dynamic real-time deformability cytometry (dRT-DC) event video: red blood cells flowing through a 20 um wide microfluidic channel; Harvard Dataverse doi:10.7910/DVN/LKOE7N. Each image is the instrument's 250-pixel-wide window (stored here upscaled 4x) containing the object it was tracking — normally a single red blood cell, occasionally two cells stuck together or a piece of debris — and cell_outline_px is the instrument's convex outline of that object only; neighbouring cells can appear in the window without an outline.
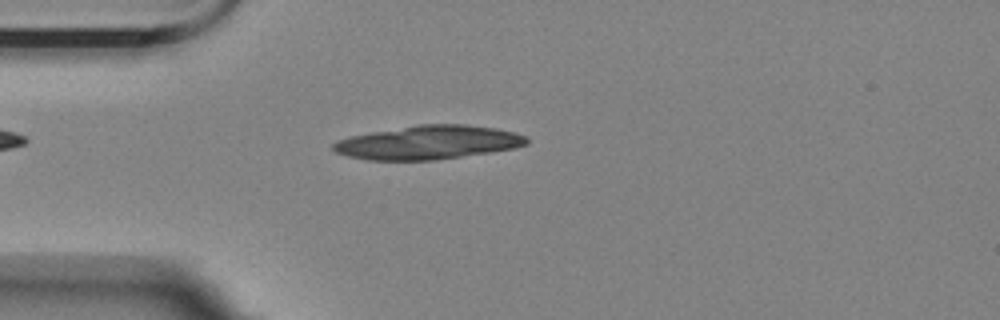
{"species": "Egyptian fruit bat (a non-hibernating species)", "species_latin": "Rousettus aegyptiacus", "temperature_condition": "room temperature", "stored_images_in_passage": 43, "camera_frame_rate_fps": 3000, "um_per_image_px": 0.085, "animal": {"sex": "female"}, "frame": {"image": 1, "passage_image": 2, "time_ms": 0.333, "image_size_px": [1000, 320], "cell_outline_px": [[528, 144], [512, 148], [488, 152], [432, 160], [368, 160], [348, 156], [336, 152], [332, 148], [332, 144], [340, 140], [352, 136], [372, 132], [420, 124], [464, 124], [496, 128], [516, 132], [528, 136]], "centroid_in_image_um": [36.43, 12.1], "position_along_channel_um": 48.6, "area_um2": 37.63}}